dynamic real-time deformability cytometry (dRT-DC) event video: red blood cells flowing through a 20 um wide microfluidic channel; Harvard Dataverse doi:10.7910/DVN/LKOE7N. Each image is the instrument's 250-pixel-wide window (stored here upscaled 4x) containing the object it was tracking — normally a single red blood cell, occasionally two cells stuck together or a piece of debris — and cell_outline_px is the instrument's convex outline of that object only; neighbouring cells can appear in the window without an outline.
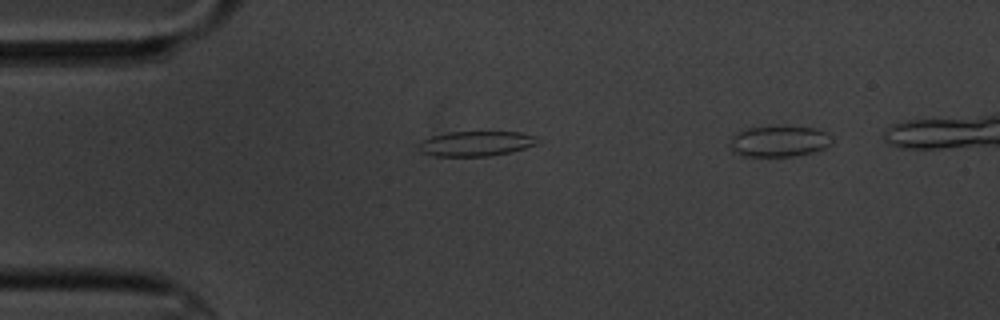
{"species": "common noctule bat (a hibernating species)", "species_latin": "Nyctalus noctula", "temperature_condition": "cold", "stored_images_in_passage": 7, "segment_of_instrument_passage": [1, 2], "camera_frame_rate_fps": 3000, "um_per_image_px": 0.085, "animal": {"sex": "male", "body_mass_g": 20.1, "forearm_length_mm": 53.5}, "frame": {"image": 1, "passage_image": 1, "time_ms": 0.0, "image_size_px": [1000, 320], "cell_outline_px": [[536, 144], [512, 152], [488, 156], [436, 156], [420, 152], [416, 148], [420, 140], [432, 136], [448, 132], [520, 132], [536, 136]], "centroid_in_image_um": [40.39, 12.21], "position_along_channel_um": 44.6, "area_um2": 17.34}}
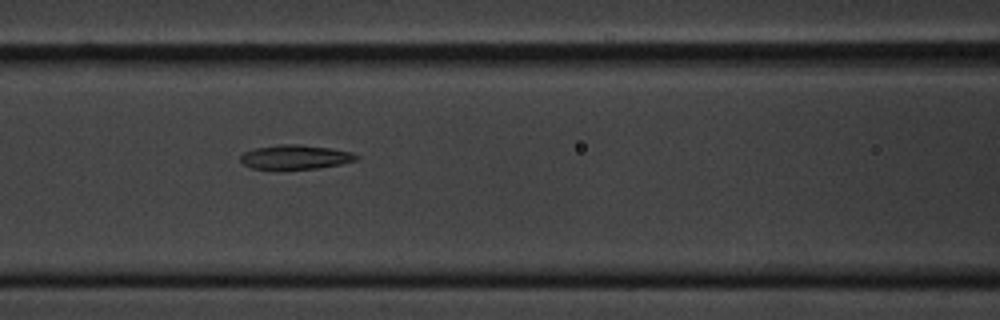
{"frame": {"image": 2, "passage_image": 4, "time_ms": 3.333, "image_size_px": [1000, 320], "cell_outline_px": [[360, 156], [356, 160], [340, 164], [320, 168], [280, 172], [252, 168], [244, 164], [240, 160], [240, 156], [244, 152], [252, 148], [280, 144], [300, 144], [332, 148], [352, 152]], "centroid_in_image_um": [25.06, 13.38], "position_along_channel_um": 141.5, "area_um2": 17.28}}
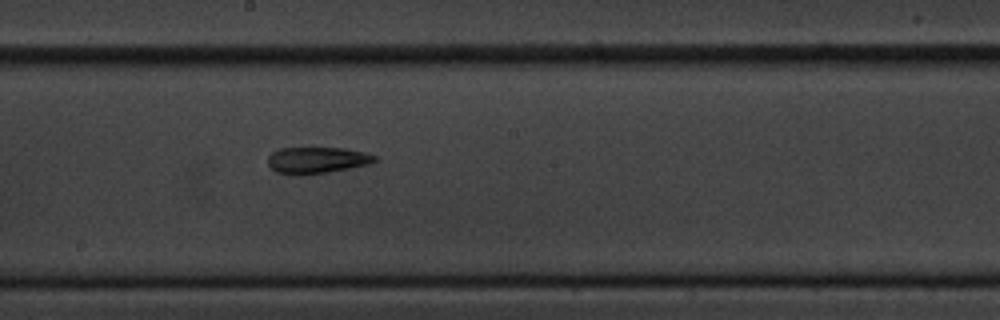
{"frame": {"image": 3, "passage_image": 6, "time_ms": 5.667, "image_size_px": [1000, 320], "cell_outline_px": [[376, 160], [368, 164], [328, 172], [304, 176], [296, 176], [276, 172], [268, 164], [268, 156], [272, 152], [280, 148], [344, 148], [364, 152], [376, 156]], "centroid_in_image_um": [26.89, 13.63], "position_along_channel_um": 221.3, "area_um2": 16.53}}